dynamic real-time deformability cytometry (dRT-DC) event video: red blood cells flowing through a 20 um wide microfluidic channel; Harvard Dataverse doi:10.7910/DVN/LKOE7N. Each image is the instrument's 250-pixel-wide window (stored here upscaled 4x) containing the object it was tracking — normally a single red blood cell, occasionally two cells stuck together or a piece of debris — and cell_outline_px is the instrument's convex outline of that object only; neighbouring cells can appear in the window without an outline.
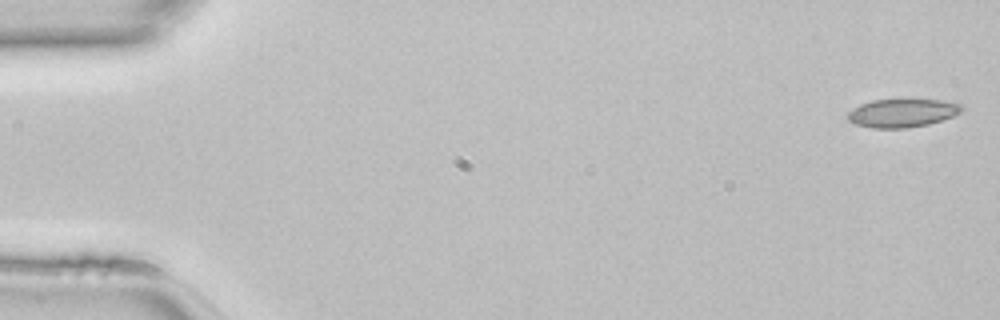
{"species": "common noctule bat (a hibernating species)", "species_latin": "Nyctalus noctula", "temperature_condition": "room temperature", "stored_images_in_passage": 47, "camera_frame_rate_fps": 3000, "um_per_image_px": 0.085, "animal": {"sex": "female", "body_mass_g": 22.7, "forearm_length_mm": 54.2}, "frame": {"image": 1, "passage_image": 1, "time_ms": 0.0, "image_size_px": [1000, 320], "cell_outline_px": [[964, 108], [960, 112], [952, 116], [928, 124], [908, 128], [872, 128], [856, 124], [848, 120], [848, 112], [852, 108], [860, 104], [872, 100], [952, 100], [960, 104]], "centroid_in_image_um": [76.69, 9.6], "position_along_channel_um": 8.3, "area_um2": 18.79}}
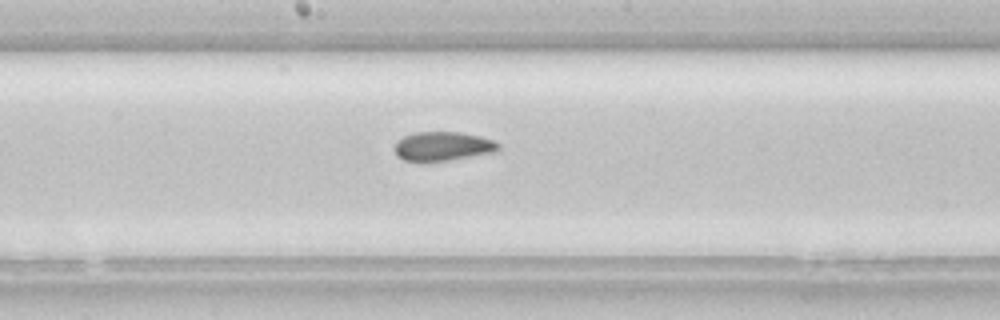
{"frame": {"image": 2, "passage_image": 25, "time_ms": 8.0, "image_size_px": [1000, 320], "cell_outline_px": [[500, 148], [496, 152], [448, 160], [420, 164], [404, 160], [396, 156], [396, 140], [412, 132], [460, 132], [480, 136], [496, 140], [500, 144]], "centroid_in_image_um": [37.63, 12.45], "position_along_channel_um": 210.6, "area_um2": 18.15}}
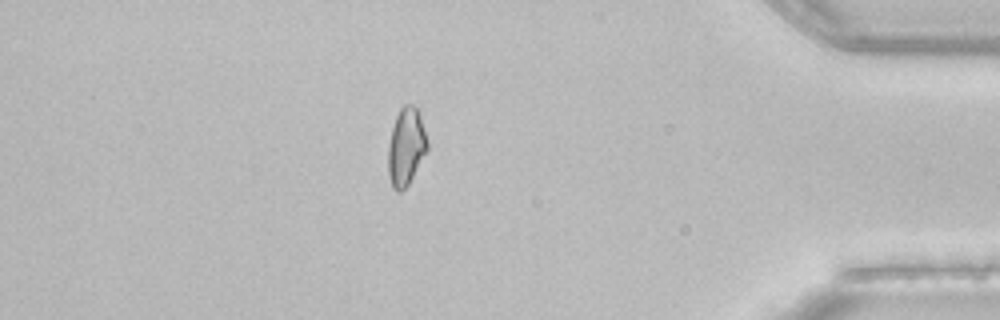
{"frame": {"image": 3, "passage_image": 41, "time_ms": 13.333, "image_size_px": [1000, 320], "cell_outline_px": [[428, 148], [408, 184], [400, 192], [396, 192], [392, 188], [388, 176], [388, 144], [392, 128], [396, 116], [400, 108], [404, 104], [412, 104], [420, 112], [428, 140]], "centroid_in_image_um": [34.51, 12.45], "position_along_channel_um": 400.7, "area_um2": 17.86}}